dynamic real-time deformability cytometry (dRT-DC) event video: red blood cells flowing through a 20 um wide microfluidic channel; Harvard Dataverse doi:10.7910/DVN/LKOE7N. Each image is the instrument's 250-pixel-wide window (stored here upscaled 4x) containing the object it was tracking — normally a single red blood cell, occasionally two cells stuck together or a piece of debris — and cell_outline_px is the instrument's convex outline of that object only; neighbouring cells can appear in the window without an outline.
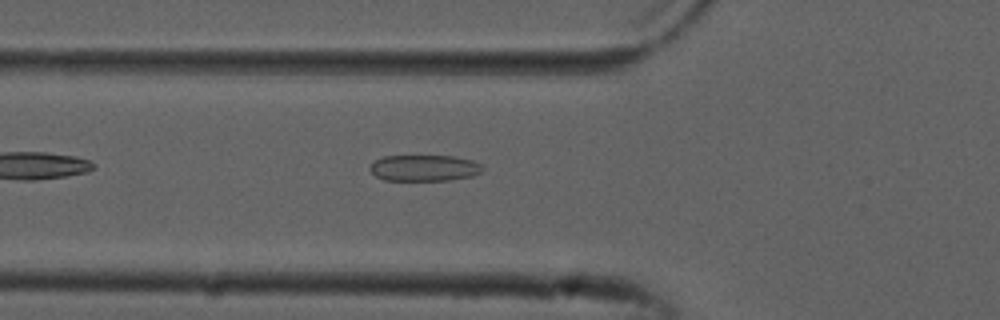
{"species": "common noctule bat (a hibernating species)", "species_latin": "Nyctalus noctula", "temperature_condition": "cold", "stored_images_in_passage": 39, "camera_frame_rate_fps": 3000, "um_per_image_px": 0.085, "animal": {"sex": "male", "forearm_length_mm": 52.5}, "frame": {"image": 1, "passage_image": 5, "time_ms": 1.333, "image_size_px": [1000, 320], "cell_outline_px": [[484, 168], [480, 172], [472, 176], [448, 180], [384, 180], [376, 176], [368, 168], [376, 160], [384, 156], [452, 156], [472, 160], [480, 164]], "centroid_in_image_um": [36.06, 14.28], "position_along_channel_um": 89.7, "area_um2": 17.05}}
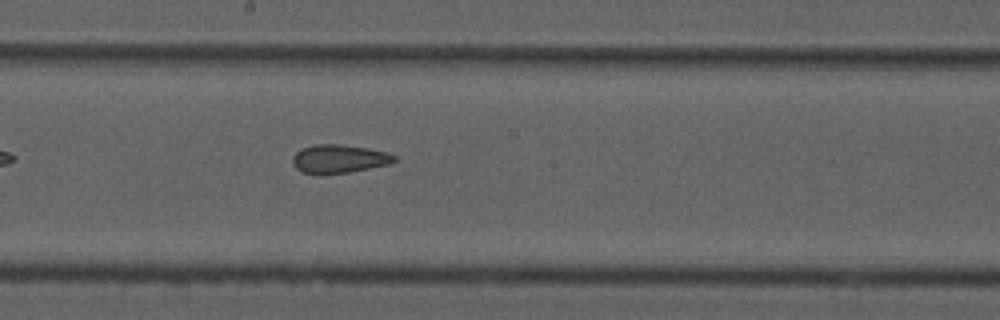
{"frame": {"image": 2, "passage_image": 15, "time_ms": 4.667, "image_size_px": [1000, 320], "cell_outline_px": [[396, 160], [388, 164], [348, 172], [304, 172], [296, 168], [292, 160], [292, 156], [300, 148], [316, 144], [336, 144], [368, 148], [388, 152], [396, 156]], "centroid_in_image_um": [28.83, 13.46], "position_along_channel_um": 219.4, "area_um2": 16.36}}
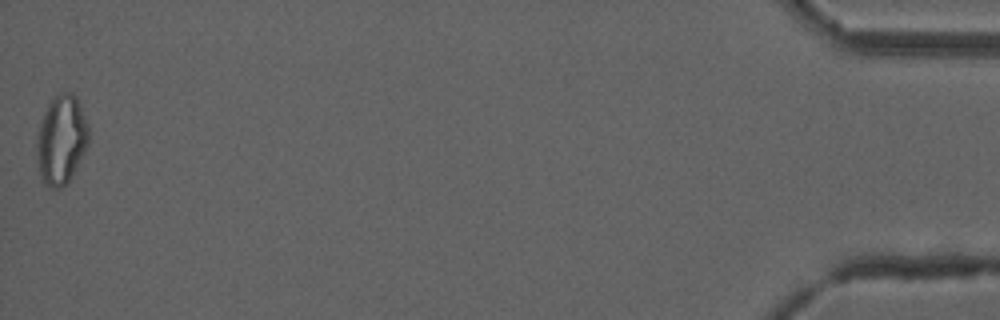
{"frame": {"image": 3, "passage_image": 39, "time_ms": 12.667, "image_size_px": [1000, 320], "cell_outline_px": [[88, 144], [84, 152], [68, 180], [60, 188], [48, 188], [40, 180], [36, 156], [40, 124], [44, 112], [52, 100], [60, 92], [72, 92], [76, 96], [88, 124]], "centroid_in_image_um": [5.2, 11.89], "position_along_channel_um": 430.0, "area_um2": 26.53}, "authors_computed_cell_mechanics": {"area_um2": 17.8602, "velocity_mm_per_s": 3.8713, "shape_relaxation_time_tau1_ms": null, "shape_relaxation_time_tau2_ms": 2.3699, "deformation_change_tau1": null, "deformation_change_tau2": 0.0986}}